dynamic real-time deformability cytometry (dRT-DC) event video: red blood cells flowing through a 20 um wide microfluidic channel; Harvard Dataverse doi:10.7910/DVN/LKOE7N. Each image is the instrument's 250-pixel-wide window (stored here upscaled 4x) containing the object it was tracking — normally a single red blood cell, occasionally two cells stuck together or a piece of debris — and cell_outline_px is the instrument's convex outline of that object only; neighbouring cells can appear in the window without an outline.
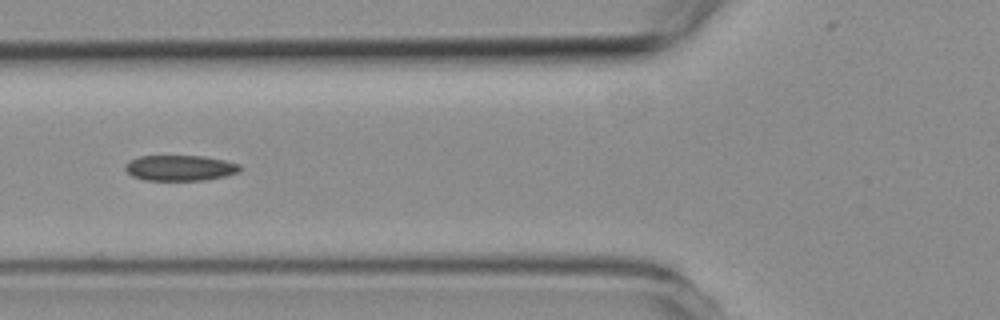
{"species": "common noctule bat (a hibernating species)", "species_latin": "Nyctalus noctula", "temperature_condition": "room temperature", "stored_images_in_passage": 4, "camera_frame_rate_fps": 3000, "um_per_image_px": 0.085, "animal": {"sex": "female", "body_mass_g": 19.3, "forearm_length_mm": 54.1}, "frame": {"image": 1, "passage_image": 4, "time_ms": 4.667, "image_size_px": [1000, 320], "cell_outline_px": [[244, 168], [240, 172], [224, 176], [204, 180], [144, 180], [132, 176], [124, 168], [124, 164], [128, 160], [140, 156], [204, 156], [224, 160], [240, 164]], "centroid_in_image_um": [15.31, 14.27], "position_along_channel_um": 110.5, "area_um2": 17.28}}